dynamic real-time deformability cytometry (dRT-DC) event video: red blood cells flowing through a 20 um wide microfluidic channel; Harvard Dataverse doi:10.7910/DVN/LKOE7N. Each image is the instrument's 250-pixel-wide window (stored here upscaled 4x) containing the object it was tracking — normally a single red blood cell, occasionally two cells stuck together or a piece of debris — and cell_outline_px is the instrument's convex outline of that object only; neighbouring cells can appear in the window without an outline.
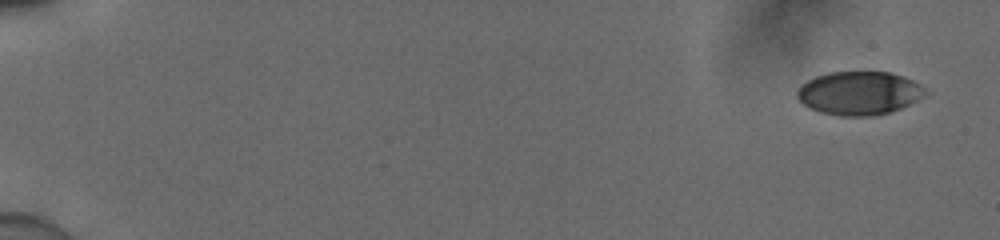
{"species": "human", "species_latin": "Homo sapiens", "temperature_condition": "cold", "stored_images_in_passage": 45, "camera_frame_rate_fps": 3000, "um_per_image_px": 0.085, "donor": {"sex": "male"}, "frame": {"image": 1, "passage_image": 1, "time_ms": 0.0, "image_size_px": [1000, 240], "cell_outline_px": [[928, 92], [924, 96], [900, 108], [888, 112], [872, 116], [840, 116], [820, 112], [804, 104], [796, 96], [796, 92], [800, 84], [816, 76], [828, 72], [888, 72], [904, 76], [920, 84]], "centroid_in_image_um": [73.01, 7.91], "position_along_channel_um": 12.0, "area_um2": 32.37}}
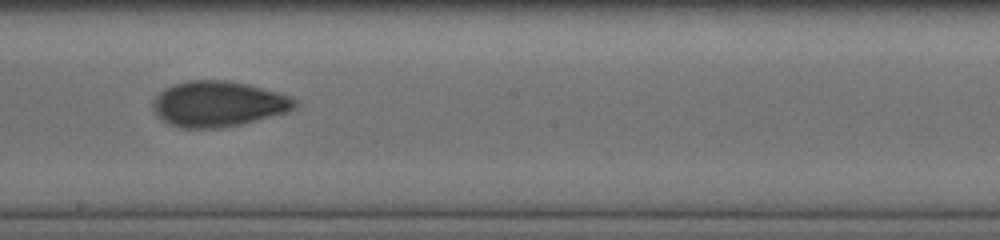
{"frame": {"image": 2, "passage_image": 26, "time_ms": 8.333, "image_size_px": [1000, 240], "cell_outline_px": [[296, 108], [288, 112], [244, 124], [220, 128], [180, 128], [168, 124], [152, 108], [152, 100], [164, 88], [188, 80], [224, 80], [248, 84], [292, 96], [296, 100]], "centroid_in_image_um": [18.57, 8.84], "position_along_channel_um": 229.6, "area_um2": 37.86}}
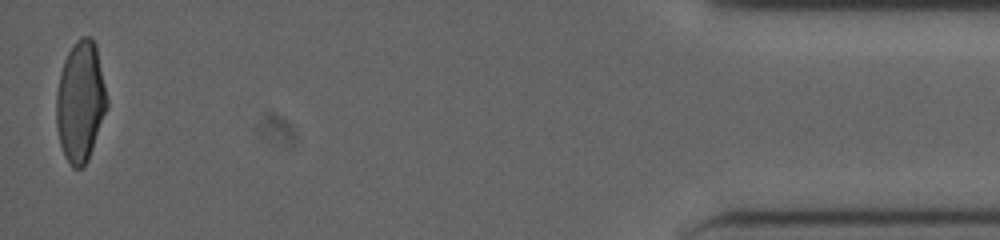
{"frame": {"image": 3, "passage_image": 45, "time_ms": 14.667, "image_size_px": [1000, 240], "cell_outline_px": [[108, 108], [88, 160], [80, 168], [72, 168], [60, 144], [56, 124], [56, 92], [60, 72], [64, 60], [72, 44], [80, 36], [88, 36], [96, 44], [108, 100]], "centroid_in_image_um": [6.84, 8.61], "position_along_channel_um": 428.4, "area_um2": 35.72}, "authors_computed_cell_mechanics": {"area_um2": 35.7204, "velocity_mm_per_s": 3.9303, "shape_relaxation_time_tau1_ms": 5.3439, "shape_relaxation_time_tau2_ms": 1.5916, "deformation_change_tau1": 0.1847, "deformation_change_tau2": 0.0663}}